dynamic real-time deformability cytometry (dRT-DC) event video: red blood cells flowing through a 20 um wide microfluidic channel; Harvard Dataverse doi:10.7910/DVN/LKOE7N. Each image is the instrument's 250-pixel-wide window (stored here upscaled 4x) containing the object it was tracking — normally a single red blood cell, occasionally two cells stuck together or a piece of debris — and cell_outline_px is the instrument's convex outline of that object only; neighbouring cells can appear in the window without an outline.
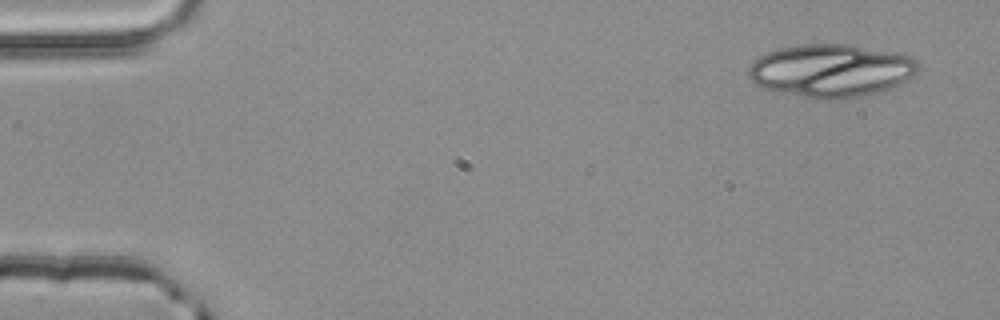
{"species": "common noctule bat (a hibernating species)", "species_latin": "Nyctalus noctula", "temperature_condition": "room temperature", "stored_images_in_passage": 4, "segment_of_instrument_passage": [1, 2], "camera_frame_rate_fps": 3000, "um_per_image_px": 0.085, "animal": {"sex": "male", "body_mass_g": 20.4}, "frame": {"image": 1, "passage_image": 1, "time_ms": 0.0, "image_size_px": [1000, 320], "cell_outline_px": [[920, 68], [912, 76], [900, 84], [876, 92], [860, 96], [840, 100], [820, 100], [764, 88], [752, 84], [748, 76], [748, 68], [760, 56], [768, 52], [780, 48], [800, 44], [848, 44], [896, 52], [908, 56], [916, 60], [920, 64]], "centroid_in_image_um": [70.64, 6.0], "position_along_channel_um": 14.4, "area_um2": 52.42}}